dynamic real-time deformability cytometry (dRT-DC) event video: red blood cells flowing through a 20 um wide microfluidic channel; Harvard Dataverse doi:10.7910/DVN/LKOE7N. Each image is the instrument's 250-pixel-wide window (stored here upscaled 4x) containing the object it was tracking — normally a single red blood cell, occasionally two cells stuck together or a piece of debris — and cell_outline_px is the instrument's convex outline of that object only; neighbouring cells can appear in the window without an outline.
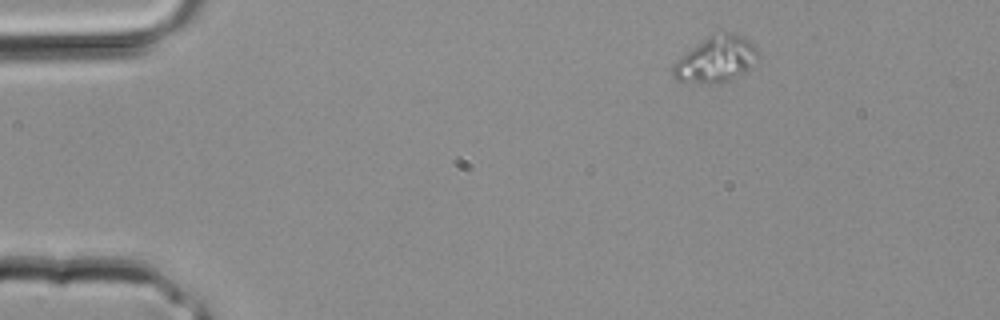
{"species": "common noctule bat (a hibernating species)", "species_latin": "Nyctalus noctula", "temperature_condition": "room temperature", "stored_images_in_passage": 2, "camera_frame_rate_fps": 3000, "um_per_image_px": 0.085, "animal": {"sex": "male", "body_mass_g": 20.4}, "frame": {"image": 1, "passage_image": 1, "time_ms": 0.0, "image_size_px": [1000, 320], "cell_outline_px": [[756, 52], [748, 68], [740, 76], [720, 84], [712, 84], [676, 80], [672, 76], [672, 68], [692, 48], [708, 36], [724, 32], [732, 32], [744, 36], [756, 48]], "centroid_in_image_um": [60.85, 5.06], "position_along_channel_um": 24.2, "area_um2": 22.02}}